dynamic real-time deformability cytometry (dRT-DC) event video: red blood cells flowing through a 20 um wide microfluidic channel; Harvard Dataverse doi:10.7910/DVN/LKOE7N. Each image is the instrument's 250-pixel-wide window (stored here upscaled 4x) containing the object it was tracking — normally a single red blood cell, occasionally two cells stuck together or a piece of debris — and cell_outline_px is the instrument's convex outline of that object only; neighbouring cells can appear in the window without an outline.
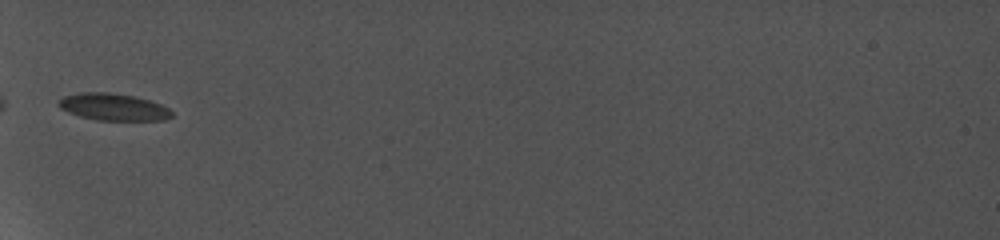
{"species": "common noctule bat (a hibernating species)", "species_latin": "Nyctalus noctula", "temperature_condition": "cold", "stored_images_in_passage": 7, "camera_frame_rate_fps": 5000, "um_per_image_px": 0.085, "animal": {"sex": "female", "body_mass_g": 19.0, "forearm_length_mm": 56.7}, "frame": {"image": 1, "passage_image": 1, "time_ms": 0.0, "image_size_px": [1000, 240], "cell_outline_px": [[172, 116], [164, 120], [100, 120], [80, 116], [60, 108], [60, 100], [64, 96], [88, 92], [104, 92], [132, 96], [148, 100], [160, 104], [168, 108], [172, 112]], "centroid_in_image_um": [9.67, 9.1], "position_along_channel_um": 75.3, "area_um2": 17.28}}